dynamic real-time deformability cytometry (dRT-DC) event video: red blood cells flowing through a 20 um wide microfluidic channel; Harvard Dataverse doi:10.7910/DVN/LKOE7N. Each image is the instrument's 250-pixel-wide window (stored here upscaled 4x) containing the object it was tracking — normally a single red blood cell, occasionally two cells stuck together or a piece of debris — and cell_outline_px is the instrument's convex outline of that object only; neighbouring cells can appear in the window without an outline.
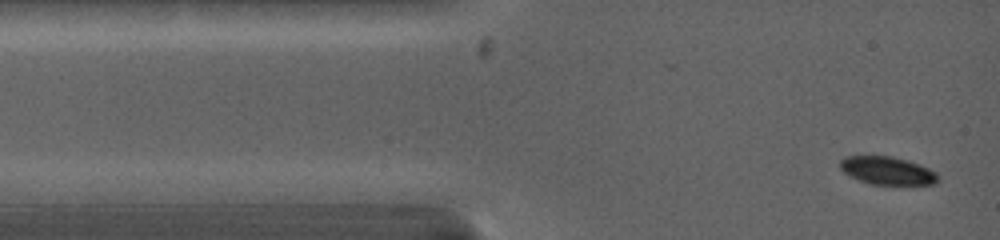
{"species": "common noctule bat (a hibernating species)", "species_latin": "Nyctalus noctula", "temperature_condition": "warm", "stored_images_in_passage": 2, "camera_frame_rate_fps": 5000, "um_per_image_px": 0.085, "animal": {"sex": "female", "body_mass_g": 19.0, "forearm_length_mm": 53.3}, "frame": {"image": 1, "passage_image": 2, "time_ms": 0.6, "image_size_px": [1000, 240], "cell_outline_px": [[940, 180], [936, 184], [868, 184], [848, 176], [840, 168], [840, 160], [844, 156], [892, 156], [928, 168], [936, 172]], "centroid_in_image_um": [75.38, 14.51], "position_along_channel_um": 9.6, "area_um2": 15.9}}